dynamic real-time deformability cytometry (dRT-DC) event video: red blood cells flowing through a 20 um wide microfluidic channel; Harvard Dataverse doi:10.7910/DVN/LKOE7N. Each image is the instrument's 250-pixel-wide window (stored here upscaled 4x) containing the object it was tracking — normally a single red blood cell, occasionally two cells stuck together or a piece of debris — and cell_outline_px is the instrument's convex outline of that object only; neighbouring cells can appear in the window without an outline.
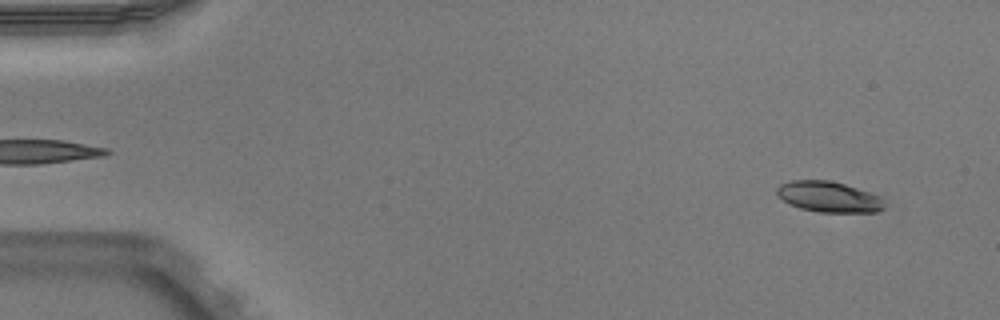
{"species": "Egyptian fruit bat (a non-hibernating species)", "species_latin": "Rousettus aegyptiacus", "temperature_condition": "warm", "stored_images_in_passage": 52, "camera_frame_rate_fps": 3000, "um_per_image_px": 0.085, "animal": {"sex": "male"}, "frame": {"image": 1, "passage_image": 4, "time_ms": 1.0, "image_size_px": [1000, 320], "cell_outline_px": [[884, 208], [880, 212], [820, 212], [800, 208], [776, 196], [776, 188], [780, 184], [792, 180], [828, 180], [844, 184], [880, 196], [884, 200]], "centroid_in_image_um": [70.44, 16.73], "position_along_channel_um": 14.6, "area_um2": 19.19}}
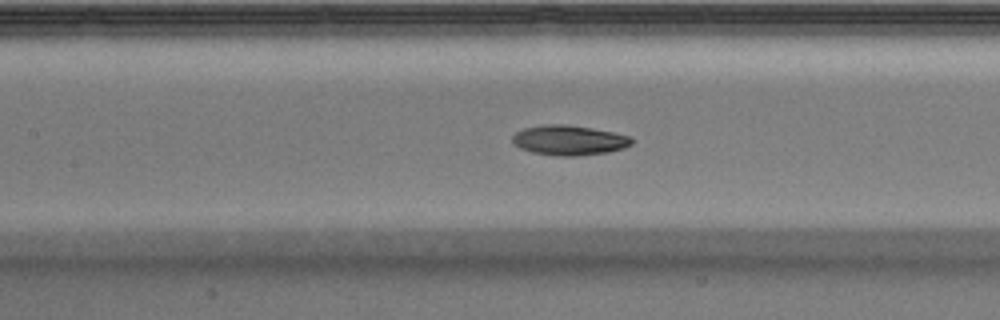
{"frame": {"image": 2, "passage_image": 24, "time_ms": 7.667, "image_size_px": [1000, 320], "cell_outline_px": [[632, 144], [624, 148], [608, 152], [576, 156], [560, 156], [532, 152], [520, 148], [512, 140], [512, 136], [516, 132], [524, 128], [544, 124], [564, 124], [592, 128], [632, 136]], "centroid_in_image_um": [48.39, 11.91], "position_along_channel_um": 159.0, "area_um2": 20.75}}
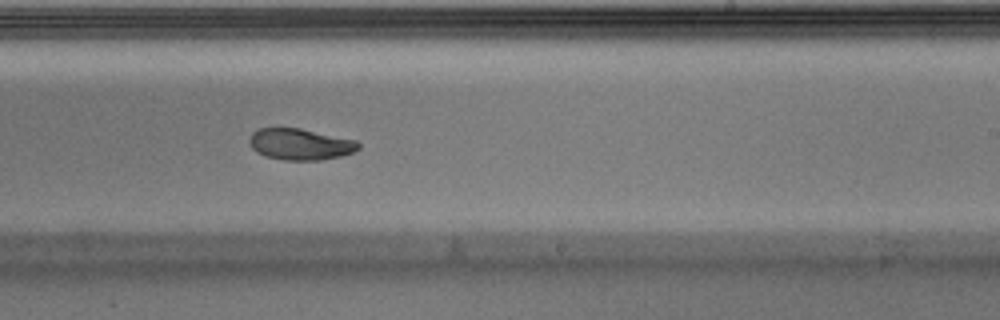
{"frame": {"image": 3, "passage_image": 32, "time_ms": 10.333, "image_size_px": [1000, 320], "cell_outline_px": [[360, 148], [352, 152], [340, 156], [320, 160], [284, 160], [264, 156], [256, 152], [252, 148], [248, 140], [252, 132], [260, 128], [300, 128], [356, 140], [360, 144]], "centroid_in_image_um": [25.5, 12.26], "position_along_channel_um": 263.5, "area_um2": 19.94}, "authors_computed_cell_mechanics": {"area_um2": 20.4612, "velocity_mm_per_s": 3.9295, "shape_relaxation_time_tau1_ms": 3.8905, "shape_relaxation_time_tau2_ms": 5.1182, "deformation_change_tau1": 0.1303, "deformation_change_tau2": 0.092}}